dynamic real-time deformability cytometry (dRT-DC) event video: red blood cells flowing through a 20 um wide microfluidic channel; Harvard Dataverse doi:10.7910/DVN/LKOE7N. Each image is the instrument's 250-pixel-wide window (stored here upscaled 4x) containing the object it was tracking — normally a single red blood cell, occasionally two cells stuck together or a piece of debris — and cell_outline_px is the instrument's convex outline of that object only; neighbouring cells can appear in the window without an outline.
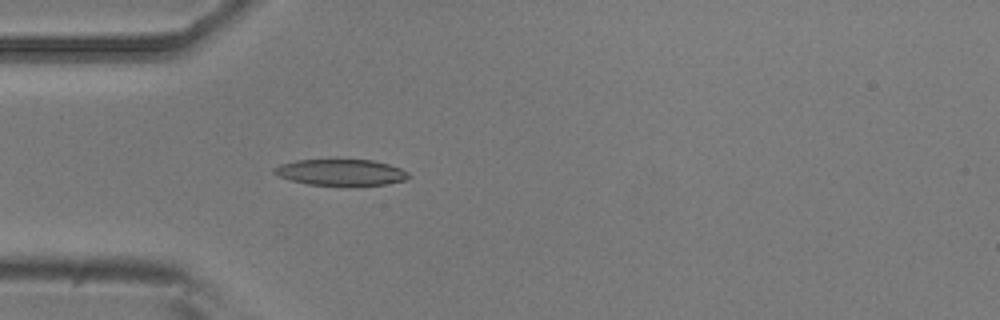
{"species": "common noctule bat (a hibernating species)", "species_latin": "Nyctalus noctula", "temperature_condition": "room temperature", "stored_images_in_passage": 45, "camera_frame_rate_fps": 3000, "um_per_image_px": 0.085, "animal": {"sex": "male", "body_mass_g": 20.5, "forearm_length_mm": 52.5}, "frame": {"image": 1, "passage_image": 6, "time_ms": 1.667, "image_size_px": [1000, 320], "cell_outline_px": [[412, 176], [408, 180], [388, 184], [348, 188], [308, 184], [292, 180], [280, 176], [272, 172], [272, 168], [280, 164], [296, 160], [372, 160], [388, 164], [400, 168], [408, 172]], "centroid_in_image_um": [29.04, 14.69], "position_along_channel_um": 56.0, "area_um2": 21.33}}
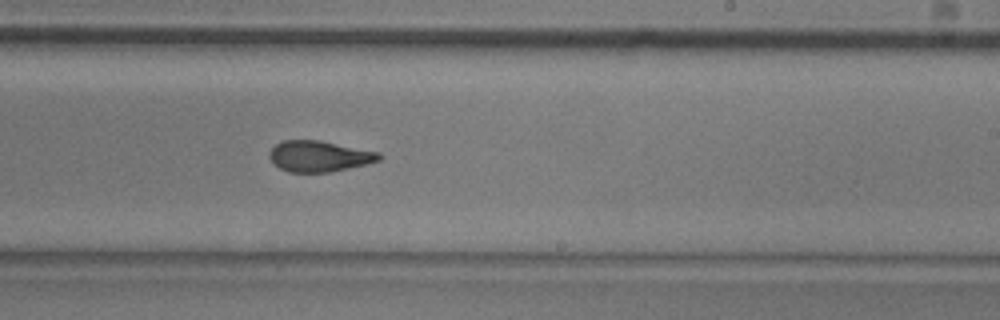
{"frame": {"image": 2, "passage_image": 23, "time_ms": 7.333, "image_size_px": [1000, 320], "cell_outline_px": [[384, 156], [380, 160], [368, 164], [328, 172], [288, 172], [280, 168], [268, 156], [268, 152], [276, 144], [284, 140], [320, 140], [380, 152]], "centroid_in_image_um": [27.17, 13.27], "position_along_channel_um": 261.8, "area_um2": 19.83}}
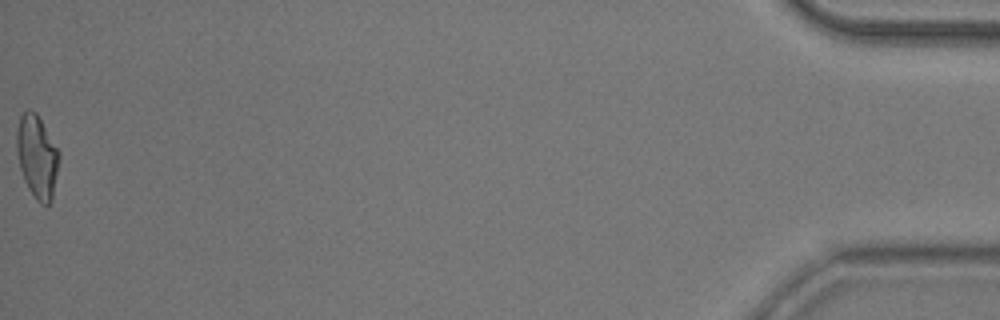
{"frame": {"image": 3, "passage_image": 45, "time_ms": 14.667, "image_size_px": [1000, 320], "cell_outline_px": [[60, 156], [52, 200], [48, 204], [40, 204], [36, 200], [28, 188], [24, 180], [20, 168], [16, 152], [16, 132], [20, 116], [28, 108], [36, 112], [60, 152]], "centroid_in_image_um": [3.14, 13.31], "position_along_channel_um": 432.1, "area_um2": 20.63}, "authors_computed_cell_mechanics": {"area_um2": 20.1722, "velocity_mm_per_s": 3.7107, "shape_relaxation_time_tau1_ms": 7.1198, "shape_relaxation_time_tau2_ms": 2.7475, "deformation_change_tau1": 0.1962, "deformation_change_tau2": 0.1071}}